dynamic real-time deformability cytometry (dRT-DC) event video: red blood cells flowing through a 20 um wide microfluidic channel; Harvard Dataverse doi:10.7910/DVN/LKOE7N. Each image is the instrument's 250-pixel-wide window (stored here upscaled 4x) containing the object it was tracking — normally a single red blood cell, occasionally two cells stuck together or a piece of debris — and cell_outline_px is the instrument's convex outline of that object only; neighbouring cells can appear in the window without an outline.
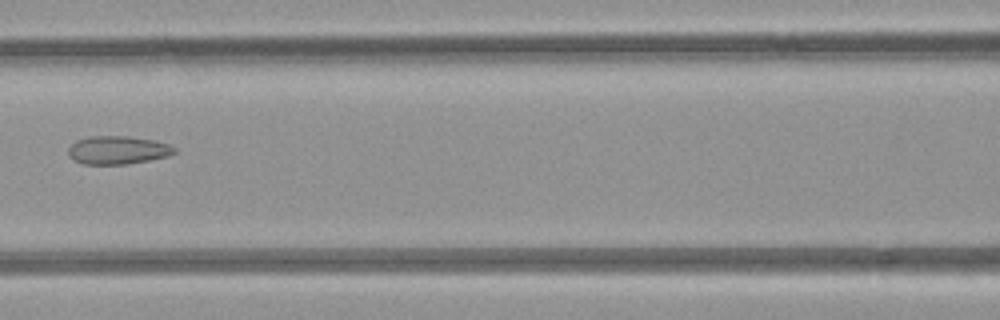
{"species": "common noctule bat (a hibernating species)", "species_latin": "Nyctalus noctula", "temperature_condition": "room temperature", "stored_images_in_passage": 9, "camera_frame_rate_fps": 3000, "um_per_image_px": 0.085, "animal": {"sex": "female", "body_mass_g": 21.9}, "frame": {"image": 1, "passage_image": 7, "time_ms": 7.0, "image_size_px": [1000, 320], "cell_outline_px": [[176, 152], [168, 156], [128, 164], [84, 164], [72, 160], [68, 156], [68, 148], [76, 140], [88, 136], [128, 136], [152, 140], [168, 144], [176, 148]], "centroid_in_image_um": [9.97, 12.76], "position_along_channel_um": 156.6, "area_um2": 17.51}}
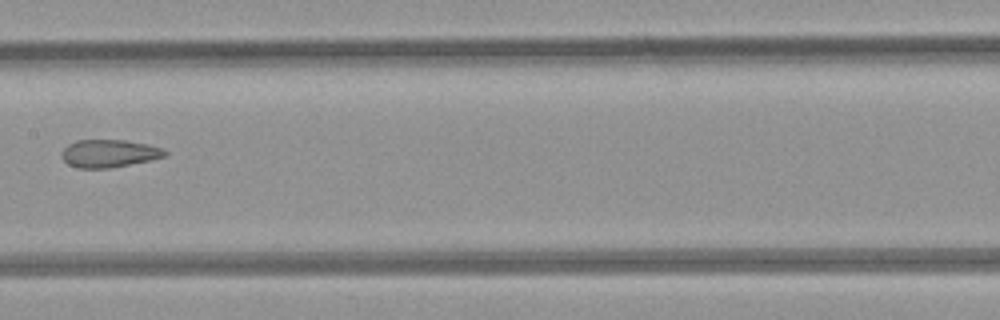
{"frame": {"image": 2, "passage_image": 8, "time_ms": 8.0, "image_size_px": [1000, 320], "cell_outline_px": [[168, 152], [164, 156], [152, 160], [108, 168], [80, 168], [68, 164], [60, 156], [60, 152], [68, 144], [76, 140], [124, 140], [164, 148]], "centroid_in_image_um": [9.24, 13.04], "position_along_channel_um": 198.2, "area_um2": 16.65}}
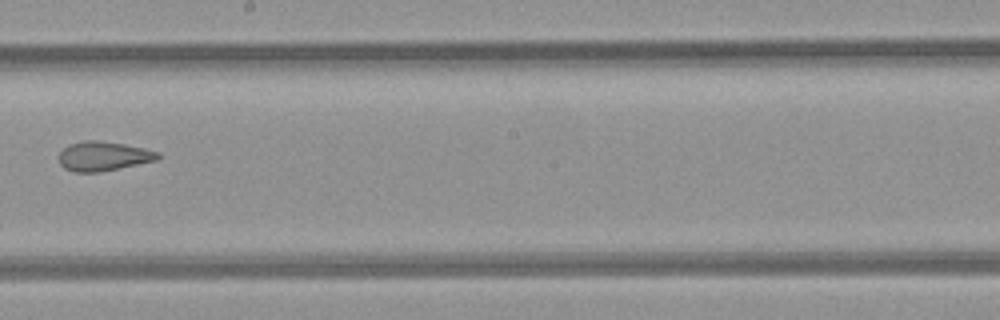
{"frame": {"image": 3, "passage_image": 9, "time_ms": 9.0, "image_size_px": [1000, 320], "cell_outline_px": [[160, 156], [156, 160], [120, 168], [100, 172], [72, 172], [64, 168], [60, 164], [56, 156], [64, 148], [72, 144], [84, 140], [100, 140], [124, 144], [144, 148], [160, 152]], "centroid_in_image_um": [8.76, 13.28], "position_along_channel_um": 239.4, "area_um2": 17.05}}